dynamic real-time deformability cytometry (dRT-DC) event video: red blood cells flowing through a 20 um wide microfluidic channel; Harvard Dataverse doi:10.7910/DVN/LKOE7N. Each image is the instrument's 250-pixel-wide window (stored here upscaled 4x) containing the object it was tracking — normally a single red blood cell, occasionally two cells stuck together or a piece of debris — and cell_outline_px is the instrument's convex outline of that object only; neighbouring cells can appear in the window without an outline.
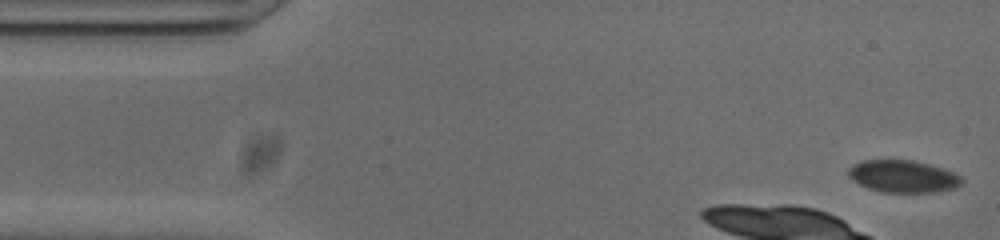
{"species": "common noctule bat (a hibernating species)", "species_latin": "Nyctalus noctula", "temperature_condition": "cold", "stored_images_in_passage": 17, "camera_frame_rate_fps": 3000, "um_per_image_px": 0.085, "animal": {"sex": "male", "body_mass_g": 20.0, "forearm_length_mm": 53.3}, "frame": {"image": 1, "passage_image": 1, "time_ms": 0.0, "image_size_px": [1000, 240], "cell_outline_px": [[964, 180], [956, 188], [932, 192], [884, 192], [868, 188], [852, 180], [848, 176], [848, 168], [852, 164], [860, 160], [912, 160], [928, 164], [952, 172], [960, 176]], "centroid_in_image_um": [76.71, 14.98], "position_along_channel_um": 8.3, "area_um2": 21.21}}